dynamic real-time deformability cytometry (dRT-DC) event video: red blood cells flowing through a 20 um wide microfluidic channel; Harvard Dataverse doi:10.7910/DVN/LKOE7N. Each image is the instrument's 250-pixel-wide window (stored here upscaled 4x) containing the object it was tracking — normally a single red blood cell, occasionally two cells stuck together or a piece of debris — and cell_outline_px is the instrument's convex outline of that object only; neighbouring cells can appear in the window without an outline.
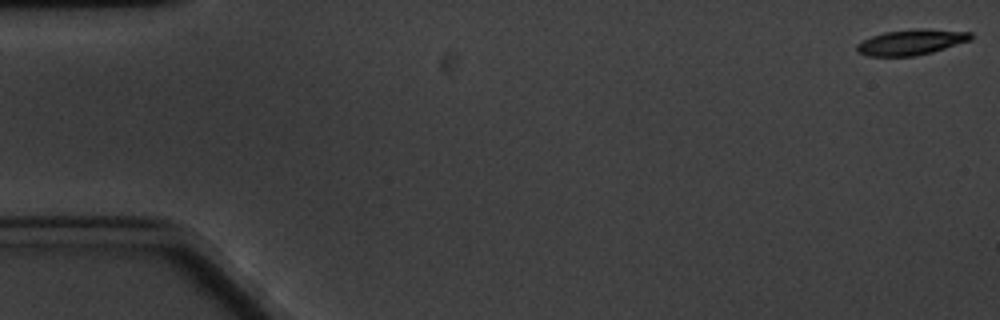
{"species": "common noctule bat (a hibernating species)", "species_latin": "Nyctalus noctula", "temperature_condition": "cold", "stored_images_in_passage": 16, "camera_frame_rate_fps": 3000, "um_per_image_px": 0.085, "animal": {"sex": "male", "body_mass_g": 20.1, "forearm_length_mm": 53.5}, "frame": {"image": 1, "passage_image": 1, "time_ms": 0.0, "image_size_px": [1000, 320], "cell_outline_px": [[972, 40], [932, 52], [912, 56], [868, 56], [856, 52], [856, 44], [872, 36], [884, 32], [920, 28], [924, 28], [972, 32]], "centroid_in_image_um": [77.46, 3.58], "position_along_channel_um": 7.5, "area_um2": 16.99}}
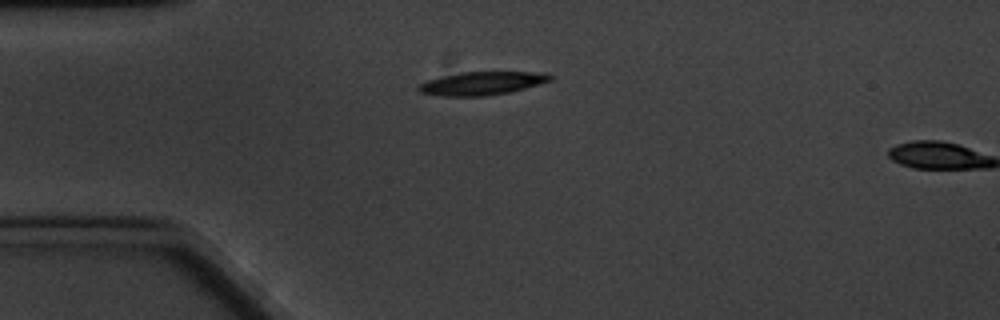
{"frame": {"image": 2, "passage_image": 15, "time_ms": 4.667, "image_size_px": [1000, 320], "cell_outline_px": [[552, 80], [540, 84], [508, 92], [484, 96], [440, 96], [420, 92], [416, 88], [420, 84], [428, 80], [440, 76], [460, 72], [544, 72], [552, 76]], "centroid_in_image_um": [40.94, 7.08], "position_along_channel_um": 44.1, "area_um2": 17.8}}